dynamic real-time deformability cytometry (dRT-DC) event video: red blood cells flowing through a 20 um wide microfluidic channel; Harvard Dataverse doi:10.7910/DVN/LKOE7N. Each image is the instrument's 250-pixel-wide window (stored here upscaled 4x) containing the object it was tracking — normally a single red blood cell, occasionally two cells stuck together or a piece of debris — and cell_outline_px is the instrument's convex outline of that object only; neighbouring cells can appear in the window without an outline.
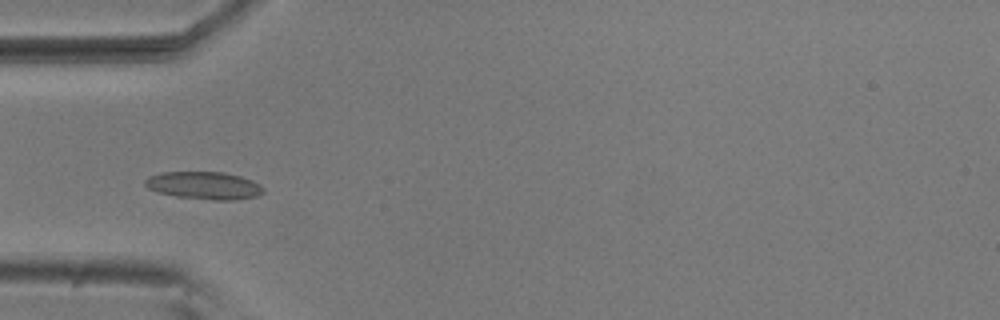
{"species": "common noctule bat (a hibernating species)", "species_latin": "Nyctalus noctula", "temperature_condition": "room temperature", "stored_images_in_passage": 5, "camera_frame_rate_fps": 3000, "um_per_image_px": 0.085, "animal": {"sex": "male", "body_mass_g": 20.5, "forearm_length_mm": 52.5}, "frame": {"image": 1, "passage_image": 4, "time_ms": 1.0, "image_size_px": [1000, 320], "cell_outline_px": [[264, 192], [256, 196], [236, 200], [212, 200], [176, 196], [156, 192], [148, 188], [144, 184], [144, 180], [148, 176], [160, 172], [224, 172], [240, 176], [252, 180], [260, 184], [264, 188]], "centroid_in_image_um": [17.34, 15.76], "position_along_channel_um": 67.7, "area_um2": 19.19}}
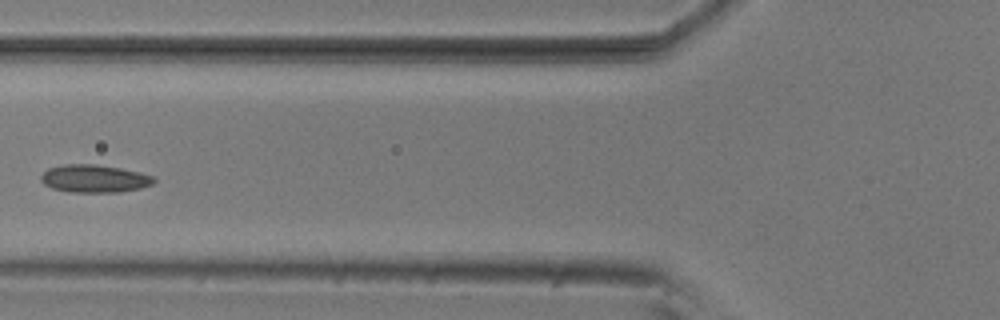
{"frame": {"image": 2, "passage_image": 5, "time_ms": 1.333, "image_size_px": [1000, 320], "cell_outline_px": [[156, 180], [152, 184], [140, 188], [120, 192], [68, 192], [52, 188], [44, 184], [40, 180], [40, 176], [48, 168], [64, 164], [96, 164], [120, 168], [140, 172], [152, 176]], "centroid_in_image_um": [8.0, 15.18], "position_along_channel_um": 117.8, "area_um2": 18.32}}